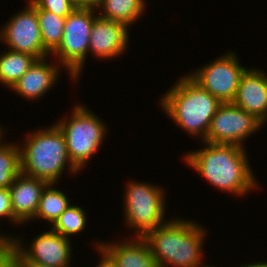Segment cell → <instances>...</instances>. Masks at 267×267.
Returning <instances> with one entry per match:
<instances>
[{
    "mask_svg": "<svg viewBox=\"0 0 267 267\" xmlns=\"http://www.w3.org/2000/svg\"><path fill=\"white\" fill-rule=\"evenodd\" d=\"M159 102L162 111L193 137L205 142L211 119L222 104L188 74L180 77Z\"/></svg>",
    "mask_w": 267,
    "mask_h": 267,
    "instance_id": "3957f363",
    "label": "cell"
},
{
    "mask_svg": "<svg viewBox=\"0 0 267 267\" xmlns=\"http://www.w3.org/2000/svg\"><path fill=\"white\" fill-rule=\"evenodd\" d=\"M124 241V242H123ZM96 242L97 250L103 253L115 267H159L154 260L150 247L143 237L133 240Z\"/></svg>",
    "mask_w": 267,
    "mask_h": 267,
    "instance_id": "5bb4252c",
    "label": "cell"
},
{
    "mask_svg": "<svg viewBox=\"0 0 267 267\" xmlns=\"http://www.w3.org/2000/svg\"><path fill=\"white\" fill-rule=\"evenodd\" d=\"M125 187L123 216L128 227L136 231L135 237H144L167 222L164 219L167 206L162 187L134 180Z\"/></svg>",
    "mask_w": 267,
    "mask_h": 267,
    "instance_id": "8992f818",
    "label": "cell"
},
{
    "mask_svg": "<svg viewBox=\"0 0 267 267\" xmlns=\"http://www.w3.org/2000/svg\"><path fill=\"white\" fill-rule=\"evenodd\" d=\"M247 69L241 66L235 53L227 52L188 75L221 103H232Z\"/></svg>",
    "mask_w": 267,
    "mask_h": 267,
    "instance_id": "ba28073f",
    "label": "cell"
},
{
    "mask_svg": "<svg viewBox=\"0 0 267 267\" xmlns=\"http://www.w3.org/2000/svg\"><path fill=\"white\" fill-rule=\"evenodd\" d=\"M16 267H50V266L37 263H16Z\"/></svg>",
    "mask_w": 267,
    "mask_h": 267,
    "instance_id": "83f0119b",
    "label": "cell"
},
{
    "mask_svg": "<svg viewBox=\"0 0 267 267\" xmlns=\"http://www.w3.org/2000/svg\"><path fill=\"white\" fill-rule=\"evenodd\" d=\"M39 9L52 12L60 17H67L76 8L72 0H31Z\"/></svg>",
    "mask_w": 267,
    "mask_h": 267,
    "instance_id": "603a6c76",
    "label": "cell"
},
{
    "mask_svg": "<svg viewBox=\"0 0 267 267\" xmlns=\"http://www.w3.org/2000/svg\"><path fill=\"white\" fill-rule=\"evenodd\" d=\"M96 8H76L66 17L61 45L52 54L61 67L69 72L75 83L84 70L89 48V39L94 20L98 16ZM95 13V14H94Z\"/></svg>",
    "mask_w": 267,
    "mask_h": 267,
    "instance_id": "52a82bcc",
    "label": "cell"
},
{
    "mask_svg": "<svg viewBox=\"0 0 267 267\" xmlns=\"http://www.w3.org/2000/svg\"><path fill=\"white\" fill-rule=\"evenodd\" d=\"M77 7L96 8L100 0H72Z\"/></svg>",
    "mask_w": 267,
    "mask_h": 267,
    "instance_id": "484cf974",
    "label": "cell"
},
{
    "mask_svg": "<svg viewBox=\"0 0 267 267\" xmlns=\"http://www.w3.org/2000/svg\"><path fill=\"white\" fill-rule=\"evenodd\" d=\"M100 254H102L101 256V260L100 262L97 264L98 266L96 267H115L111 261L100 251H98Z\"/></svg>",
    "mask_w": 267,
    "mask_h": 267,
    "instance_id": "4316f807",
    "label": "cell"
},
{
    "mask_svg": "<svg viewBox=\"0 0 267 267\" xmlns=\"http://www.w3.org/2000/svg\"><path fill=\"white\" fill-rule=\"evenodd\" d=\"M1 239H9V237H7L6 234L5 235L3 234V235H0V240Z\"/></svg>",
    "mask_w": 267,
    "mask_h": 267,
    "instance_id": "4dcf8cb0",
    "label": "cell"
},
{
    "mask_svg": "<svg viewBox=\"0 0 267 267\" xmlns=\"http://www.w3.org/2000/svg\"><path fill=\"white\" fill-rule=\"evenodd\" d=\"M86 108L75 104L69 120L64 117L55 123L65 137L68 156L79 171L98 152L107 130V125Z\"/></svg>",
    "mask_w": 267,
    "mask_h": 267,
    "instance_id": "5b68a950",
    "label": "cell"
},
{
    "mask_svg": "<svg viewBox=\"0 0 267 267\" xmlns=\"http://www.w3.org/2000/svg\"><path fill=\"white\" fill-rule=\"evenodd\" d=\"M0 41L9 50L29 54L37 60L49 56L43 47L37 12L29 2L0 28Z\"/></svg>",
    "mask_w": 267,
    "mask_h": 267,
    "instance_id": "8fae6325",
    "label": "cell"
},
{
    "mask_svg": "<svg viewBox=\"0 0 267 267\" xmlns=\"http://www.w3.org/2000/svg\"><path fill=\"white\" fill-rule=\"evenodd\" d=\"M0 267H16L15 249L11 239L0 240Z\"/></svg>",
    "mask_w": 267,
    "mask_h": 267,
    "instance_id": "cb8c5ba5",
    "label": "cell"
},
{
    "mask_svg": "<svg viewBox=\"0 0 267 267\" xmlns=\"http://www.w3.org/2000/svg\"><path fill=\"white\" fill-rule=\"evenodd\" d=\"M16 256V263H37L50 267H70L71 248L70 239L52 230L42 232L34 237L30 248L23 247V242L19 238L9 236Z\"/></svg>",
    "mask_w": 267,
    "mask_h": 267,
    "instance_id": "30bf717a",
    "label": "cell"
},
{
    "mask_svg": "<svg viewBox=\"0 0 267 267\" xmlns=\"http://www.w3.org/2000/svg\"><path fill=\"white\" fill-rule=\"evenodd\" d=\"M178 218H171L143 237L159 267H196L202 260L205 228Z\"/></svg>",
    "mask_w": 267,
    "mask_h": 267,
    "instance_id": "7a4b0ae2",
    "label": "cell"
},
{
    "mask_svg": "<svg viewBox=\"0 0 267 267\" xmlns=\"http://www.w3.org/2000/svg\"><path fill=\"white\" fill-rule=\"evenodd\" d=\"M27 2H29L37 12L43 47L52 55L61 45L66 17H60L52 12L41 10L31 0Z\"/></svg>",
    "mask_w": 267,
    "mask_h": 267,
    "instance_id": "ac0fdd59",
    "label": "cell"
},
{
    "mask_svg": "<svg viewBox=\"0 0 267 267\" xmlns=\"http://www.w3.org/2000/svg\"><path fill=\"white\" fill-rule=\"evenodd\" d=\"M196 267H215V266H210V265H202V262L200 261V263L196 266Z\"/></svg>",
    "mask_w": 267,
    "mask_h": 267,
    "instance_id": "f546056e",
    "label": "cell"
},
{
    "mask_svg": "<svg viewBox=\"0 0 267 267\" xmlns=\"http://www.w3.org/2000/svg\"><path fill=\"white\" fill-rule=\"evenodd\" d=\"M2 53L0 54V84L11 89L37 59L29 54L9 49Z\"/></svg>",
    "mask_w": 267,
    "mask_h": 267,
    "instance_id": "d6986e66",
    "label": "cell"
},
{
    "mask_svg": "<svg viewBox=\"0 0 267 267\" xmlns=\"http://www.w3.org/2000/svg\"><path fill=\"white\" fill-rule=\"evenodd\" d=\"M232 104L254 115L265 124L267 122V74L261 69H247L241 76Z\"/></svg>",
    "mask_w": 267,
    "mask_h": 267,
    "instance_id": "4fadbf2b",
    "label": "cell"
},
{
    "mask_svg": "<svg viewBox=\"0 0 267 267\" xmlns=\"http://www.w3.org/2000/svg\"><path fill=\"white\" fill-rule=\"evenodd\" d=\"M4 129L0 132V188H9L14 179L21 173L19 145L2 143Z\"/></svg>",
    "mask_w": 267,
    "mask_h": 267,
    "instance_id": "44dd1931",
    "label": "cell"
},
{
    "mask_svg": "<svg viewBox=\"0 0 267 267\" xmlns=\"http://www.w3.org/2000/svg\"><path fill=\"white\" fill-rule=\"evenodd\" d=\"M145 0H100L96 11L101 18L132 26L145 13Z\"/></svg>",
    "mask_w": 267,
    "mask_h": 267,
    "instance_id": "e0dca14e",
    "label": "cell"
},
{
    "mask_svg": "<svg viewBox=\"0 0 267 267\" xmlns=\"http://www.w3.org/2000/svg\"><path fill=\"white\" fill-rule=\"evenodd\" d=\"M128 29L124 23L97 16L91 29L88 53L104 60L120 57L129 44Z\"/></svg>",
    "mask_w": 267,
    "mask_h": 267,
    "instance_id": "7c38bea8",
    "label": "cell"
},
{
    "mask_svg": "<svg viewBox=\"0 0 267 267\" xmlns=\"http://www.w3.org/2000/svg\"><path fill=\"white\" fill-rule=\"evenodd\" d=\"M25 139L26 143L19 145L22 174L57 184L66 166L70 174L79 172L68 156L65 137L55 123L44 130L38 128Z\"/></svg>",
    "mask_w": 267,
    "mask_h": 267,
    "instance_id": "277c9868",
    "label": "cell"
},
{
    "mask_svg": "<svg viewBox=\"0 0 267 267\" xmlns=\"http://www.w3.org/2000/svg\"><path fill=\"white\" fill-rule=\"evenodd\" d=\"M204 144V148L186 153L184 161L207 182L235 196H243L257 188L258 182L244 147L208 142Z\"/></svg>",
    "mask_w": 267,
    "mask_h": 267,
    "instance_id": "6da1fadb",
    "label": "cell"
},
{
    "mask_svg": "<svg viewBox=\"0 0 267 267\" xmlns=\"http://www.w3.org/2000/svg\"><path fill=\"white\" fill-rule=\"evenodd\" d=\"M264 124L232 103H222L211 119L205 142L244 146V140Z\"/></svg>",
    "mask_w": 267,
    "mask_h": 267,
    "instance_id": "9c48e42d",
    "label": "cell"
},
{
    "mask_svg": "<svg viewBox=\"0 0 267 267\" xmlns=\"http://www.w3.org/2000/svg\"><path fill=\"white\" fill-rule=\"evenodd\" d=\"M47 58L36 60L11 87V90L28 100H38L46 94L57 83L60 73V65L48 64Z\"/></svg>",
    "mask_w": 267,
    "mask_h": 267,
    "instance_id": "2e32d148",
    "label": "cell"
},
{
    "mask_svg": "<svg viewBox=\"0 0 267 267\" xmlns=\"http://www.w3.org/2000/svg\"><path fill=\"white\" fill-rule=\"evenodd\" d=\"M86 216L83 208L70 205L52 224L51 230L70 239V235L79 234L86 228Z\"/></svg>",
    "mask_w": 267,
    "mask_h": 267,
    "instance_id": "7402d4cb",
    "label": "cell"
},
{
    "mask_svg": "<svg viewBox=\"0 0 267 267\" xmlns=\"http://www.w3.org/2000/svg\"><path fill=\"white\" fill-rule=\"evenodd\" d=\"M54 187L55 183H48L43 189L34 220L42 218L52 225L70 206V200L66 194Z\"/></svg>",
    "mask_w": 267,
    "mask_h": 267,
    "instance_id": "ffe728a7",
    "label": "cell"
},
{
    "mask_svg": "<svg viewBox=\"0 0 267 267\" xmlns=\"http://www.w3.org/2000/svg\"><path fill=\"white\" fill-rule=\"evenodd\" d=\"M8 218L12 223L21 224L15 217L11 206L9 188H0V219Z\"/></svg>",
    "mask_w": 267,
    "mask_h": 267,
    "instance_id": "d4e9b609",
    "label": "cell"
},
{
    "mask_svg": "<svg viewBox=\"0 0 267 267\" xmlns=\"http://www.w3.org/2000/svg\"><path fill=\"white\" fill-rule=\"evenodd\" d=\"M241 267H267V262H257V263H252V264H245L241 265Z\"/></svg>",
    "mask_w": 267,
    "mask_h": 267,
    "instance_id": "f1b7e54d",
    "label": "cell"
},
{
    "mask_svg": "<svg viewBox=\"0 0 267 267\" xmlns=\"http://www.w3.org/2000/svg\"><path fill=\"white\" fill-rule=\"evenodd\" d=\"M47 181L20 173L9 187L14 217L27 224L35 217L43 189Z\"/></svg>",
    "mask_w": 267,
    "mask_h": 267,
    "instance_id": "9a60e30c",
    "label": "cell"
}]
</instances>
